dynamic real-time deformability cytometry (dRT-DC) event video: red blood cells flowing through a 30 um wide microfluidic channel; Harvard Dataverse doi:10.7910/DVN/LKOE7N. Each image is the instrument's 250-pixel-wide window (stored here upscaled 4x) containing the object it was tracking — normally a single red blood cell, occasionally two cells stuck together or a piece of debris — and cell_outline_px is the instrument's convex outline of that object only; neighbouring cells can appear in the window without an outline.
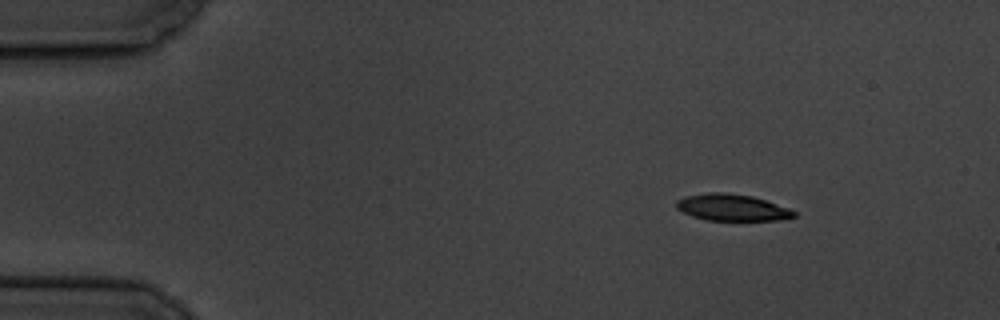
{"species": "common noctule bat (a hibernating species)", "species_latin": "Nyctalus noctula", "temperature_condition": "cold", "stored_images_in_passage": 51, "camera_frame_rate_fps": 3000, "um_per_image_px": 0.085, "animal": {"sex": "male", "body_mass_g": 19.5, "forearm_length_mm": 54.6}, "frame": {"image": 1, "passage_image": 1, "time_ms": 0.0, "image_size_px": [1000, 320], "cell_outline_px": [[796, 216], [780, 220], [704, 220], [692, 216], [676, 208], [676, 200], [684, 196], [708, 192], [728, 192], [752, 196], [788, 208], [796, 212]], "centroid_in_image_um": [62.19, 17.63], "position_along_channel_um": 22.8, "area_um2": 18.26}}
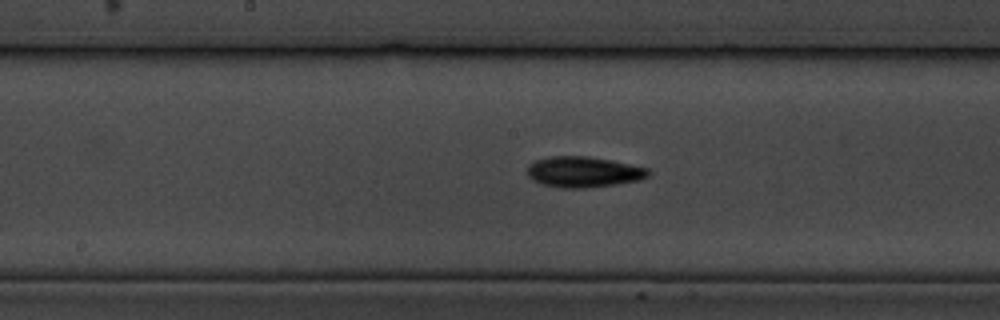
{"frame": {"image": 2, "passage_image": 23, "time_ms": 7.333, "image_size_px": [1000, 320], "cell_outline_px": [[652, 172], [648, 176], [640, 180], [616, 184], [584, 188], [560, 188], [540, 184], [532, 180], [528, 176], [528, 164], [536, 160], [548, 156], [588, 156], [612, 160], [648, 168]], "centroid_in_image_um": [49.59, 14.61], "position_along_channel_um": 198.6, "area_um2": 21.91}}
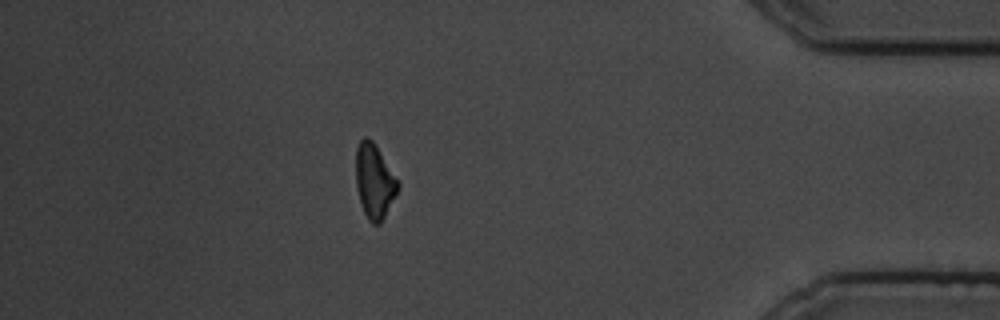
{"frame": {"image": 3, "passage_image": 44, "time_ms": 14.333, "image_size_px": [1000, 320], "cell_outline_px": [[400, 188], [380, 224], [372, 224], [368, 220], [360, 204], [356, 188], [356, 148], [360, 140], [364, 136], [368, 136], [372, 140], [400, 184]], "centroid_in_image_um": [31.81, 15.42], "position_along_channel_um": 403.4, "area_um2": 18.21}, "authors_computed_cell_mechanics": {"area_um2": 19.2474, "velocity_mm_per_s": 3.4995, "shape_relaxation_time_tau1_ms": 2.7389, "shape_relaxation_time_tau2_ms": null, "deformation_change_tau1": 0.1191, "deformation_change_tau2": null}}